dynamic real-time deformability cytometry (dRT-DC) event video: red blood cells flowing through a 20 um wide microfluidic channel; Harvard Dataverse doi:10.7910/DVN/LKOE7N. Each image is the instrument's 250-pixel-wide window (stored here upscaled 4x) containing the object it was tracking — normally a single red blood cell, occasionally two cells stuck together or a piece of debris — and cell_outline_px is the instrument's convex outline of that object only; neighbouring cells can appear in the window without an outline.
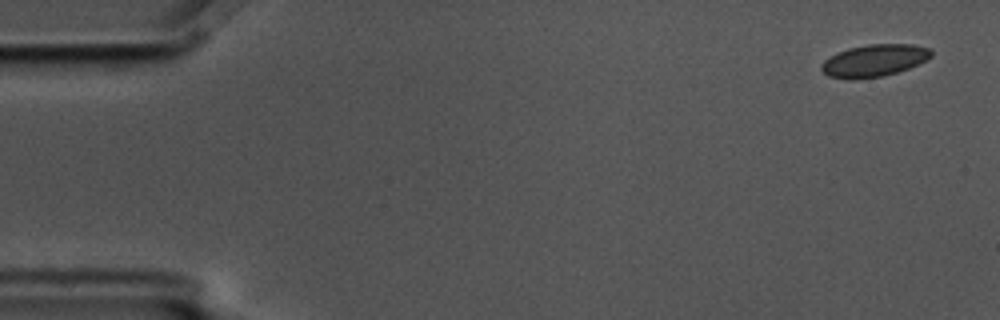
{"species": "common noctule bat (a hibernating species)", "species_latin": "Nyctalus noctula", "temperature_condition": "cold", "stored_images_in_passage": 6, "camera_frame_rate_fps": 3000, "um_per_image_px": 0.085, "animal": {"sex": "male", "body_mass_g": 17.5, "forearm_length_mm": 52.3}, "frame": {"image": 1, "passage_image": 1, "time_ms": 0.0, "image_size_px": [1000, 320], "cell_outline_px": [[932, 56], [908, 68], [896, 72], [880, 76], [852, 80], [848, 80], [828, 76], [820, 68], [820, 64], [824, 60], [836, 52], [848, 48], [868, 44], [912, 44], [932, 48]], "centroid_in_image_um": [74.26, 5.14], "position_along_channel_um": 10.7, "area_um2": 20.63}}